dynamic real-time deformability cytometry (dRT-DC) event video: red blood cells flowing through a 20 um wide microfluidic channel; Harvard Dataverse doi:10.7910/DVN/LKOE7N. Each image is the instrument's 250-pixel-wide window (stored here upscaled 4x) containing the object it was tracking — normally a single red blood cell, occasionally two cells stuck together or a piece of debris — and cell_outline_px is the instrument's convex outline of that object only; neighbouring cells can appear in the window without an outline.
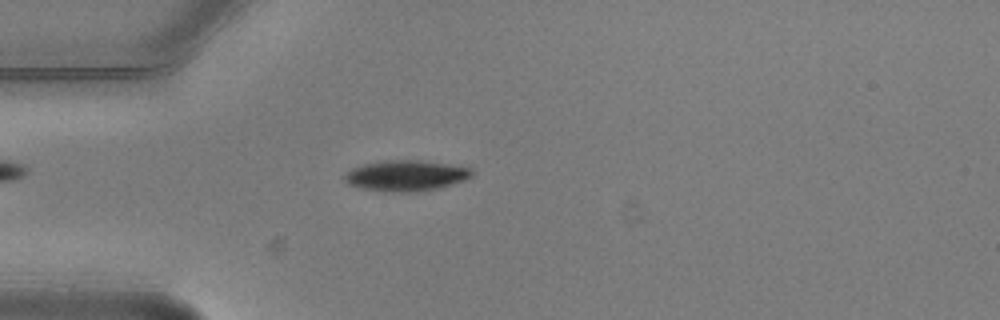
{"species": "common noctule bat (a hibernating species)", "species_latin": "Nyctalus noctula", "temperature_condition": "warm", "stored_images_in_passage": 5, "camera_frame_rate_fps": 3000, "um_per_image_px": 0.085, "animal": {"sex": "male", "body_mass_g": 20.5, "forearm_length_mm": 52.5}, "frame": {"image": 1, "passage_image": 4, "time_ms": 1.0, "image_size_px": [1000, 320], "cell_outline_px": [[472, 176], [464, 180], [440, 188], [412, 192], [392, 192], [360, 188], [348, 184], [344, 180], [344, 172], [352, 168], [364, 164], [384, 160], [424, 160], [472, 168]], "centroid_in_image_um": [34.49, 14.92], "position_along_channel_um": 50.5, "area_um2": 22.95}}